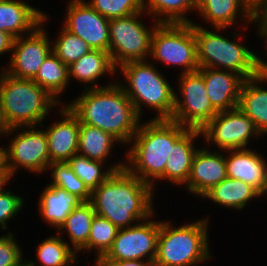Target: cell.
Returning <instances> with one entry per match:
<instances>
[{
  "label": "cell",
  "mask_w": 267,
  "mask_h": 266,
  "mask_svg": "<svg viewBox=\"0 0 267 266\" xmlns=\"http://www.w3.org/2000/svg\"><path fill=\"white\" fill-rule=\"evenodd\" d=\"M85 89L67 105L79 118L80 124L98 127L121 144L131 143L141 117L121 85L113 82L104 87Z\"/></svg>",
  "instance_id": "cell-1"
},
{
  "label": "cell",
  "mask_w": 267,
  "mask_h": 266,
  "mask_svg": "<svg viewBox=\"0 0 267 266\" xmlns=\"http://www.w3.org/2000/svg\"><path fill=\"white\" fill-rule=\"evenodd\" d=\"M152 197V186L123 168L114 171L91 192L90 202L96 215L123 229L154 215Z\"/></svg>",
  "instance_id": "cell-2"
},
{
  "label": "cell",
  "mask_w": 267,
  "mask_h": 266,
  "mask_svg": "<svg viewBox=\"0 0 267 266\" xmlns=\"http://www.w3.org/2000/svg\"><path fill=\"white\" fill-rule=\"evenodd\" d=\"M188 129L170 119L141 123L132 137L125 168L154 189V181L164 174L167 159L173 155V144Z\"/></svg>",
  "instance_id": "cell-3"
},
{
  "label": "cell",
  "mask_w": 267,
  "mask_h": 266,
  "mask_svg": "<svg viewBox=\"0 0 267 266\" xmlns=\"http://www.w3.org/2000/svg\"><path fill=\"white\" fill-rule=\"evenodd\" d=\"M0 101L9 128L38 125L60 104L32 79L15 78L5 71L0 74Z\"/></svg>",
  "instance_id": "cell-4"
},
{
  "label": "cell",
  "mask_w": 267,
  "mask_h": 266,
  "mask_svg": "<svg viewBox=\"0 0 267 266\" xmlns=\"http://www.w3.org/2000/svg\"><path fill=\"white\" fill-rule=\"evenodd\" d=\"M208 221L207 218L200 219L179 227L160 221L154 266H194L211 258Z\"/></svg>",
  "instance_id": "cell-5"
},
{
  "label": "cell",
  "mask_w": 267,
  "mask_h": 266,
  "mask_svg": "<svg viewBox=\"0 0 267 266\" xmlns=\"http://www.w3.org/2000/svg\"><path fill=\"white\" fill-rule=\"evenodd\" d=\"M119 67L128 82V86L120 85L139 116H142V107L146 105L157 112L154 119L172 118L176 92L153 64L146 60L128 62Z\"/></svg>",
  "instance_id": "cell-6"
},
{
  "label": "cell",
  "mask_w": 267,
  "mask_h": 266,
  "mask_svg": "<svg viewBox=\"0 0 267 266\" xmlns=\"http://www.w3.org/2000/svg\"><path fill=\"white\" fill-rule=\"evenodd\" d=\"M199 68L226 69L244 79L259 74L257 55L242 43L209 31L194 23Z\"/></svg>",
  "instance_id": "cell-7"
},
{
  "label": "cell",
  "mask_w": 267,
  "mask_h": 266,
  "mask_svg": "<svg viewBox=\"0 0 267 266\" xmlns=\"http://www.w3.org/2000/svg\"><path fill=\"white\" fill-rule=\"evenodd\" d=\"M156 61L181 66V74L199 69L194 22L175 24L159 23L151 39V52Z\"/></svg>",
  "instance_id": "cell-8"
},
{
  "label": "cell",
  "mask_w": 267,
  "mask_h": 266,
  "mask_svg": "<svg viewBox=\"0 0 267 266\" xmlns=\"http://www.w3.org/2000/svg\"><path fill=\"white\" fill-rule=\"evenodd\" d=\"M143 12L109 19V53L116 68L128 62L145 61L151 52L154 28H147L139 20ZM151 30V31H150Z\"/></svg>",
  "instance_id": "cell-9"
},
{
  "label": "cell",
  "mask_w": 267,
  "mask_h": 266,
  "mask_svg": "<svg viewBox=\"0 0 267 266\" xmlns=\"http://www.w3.org/2000/svg\"><path fill=\"white\" fill-rule=\"evenodd\" d=\"M179 82L182 99L175 94L170 120L201 130L218 113L207 95L203 76L198 71L180 74Z\"/></svg>",
  "instance_id": "cell-10"
},
{
  "label": "cell",
  "mask_w": 267,
  "mask_h": 266,
  "mask_svg": "<svg viewBox=\"0 0 267 266\" xmlns=\"http://www.w3.org/2000/svg\"><path fill=\"white\" fill-rule=\"evenodd\" d=\"M203 138L221 150L246 149L249 139L262 136L239 107L218 112L202 129Z\"/></svg>",
  "instance_id": "cell-11"
},
{
  "label": "cell",
  "mask_w": 267,
  "mask_h": 266,
  "mask_svg": "<svg viewBox=\"0 0 267 266\" xmlns=\"http://www.w3.org/2000/svg\"><path fill=\"white\" fill-rule=\"evenodd\" d=\"M144 220L133 226L119 229L111 249L96 259L155 261L160 221Z\"/></svg>",
  "instance_id": "cell-12"
},
{
  "label": "cell",
  "mask_w": 267,
  "mask_h": 266,
  "mask_svg": "<svg viewBox=\"0 0 267 266\" xmlns=\"http://www.w3.org/2000/svg\"><path fill=\"white\" fill-rule=\"evenodd\" d=\"M44 13L42 25L33 32L28 33L27 38L20 36L14 39L12 57H10L8 69L5 72L15 78L33 79L46 57L52 52L46 31L42 28L47 19ZM24 37V38H23Z\"/></svg>",
  "instance_id": "cell-13"
},
{
  "label": "cell",
  "mask_w": 267,
  "mask_h": 266,
  "mask_svg": "<svg viewBox=\"0 0 267 266\" xmlns=\"http://www.w3.org/2000/svg\"><path fill=\"white\" fill-rule=\"evenodd\" d=\"M29 128V129H28ZM45 130H36L27 126L11 140L7 148V166L13 176L21 167L31 172H43L48 169L50 157Z\"/></svg>",
  "instance_id": "cell-14"
},
{
  "label": "cell",
  "mask_w": 267,
  "mask_h": 266,
  "mask_svg": "<svg viewBox=\"0 0 267 266\" xmlns=\"http://www.w3.org/2000/svg\"><path fill=\"white\" fill-rule=\"evenodd\" d=\"M64 28L83 39L92 49L109 52V19L83 0H71Z\"/></svg>",
  "instance_id": "cell-15"
},
{
  "label": "cell",
  "mask_w": 267,
  "mask_h": 266,
  "mask_svg": "<svg viewBox=\"0 0 267 266\" xmlns=\"http://www.w3.org/2000/svg\"><path fill=\"white\" fill-rule=\"evenodd\" d=\"M197 71L203 76L207 95L217 112L238 107L241 87L245 80L241 75L213 68H199Z\"/></svg>",
  "instance_id": "cell-16"
},
{
  "label": "cell",
  "mask_w": 267,
  "mask_h": 266,
  "mask_svg": "<svg viewBox=\"0 0 267 266\" xmlns=\"http://www.w3.org/2000/svg\"><path fill=\"white\" fill-rule=\"evenodd\" d=\"M226 177L225 155L216 151L213 153L207 148H198L192 160L191 172L186 183L187 190L202 197Z\"/></svg>",
  "instance_id": "cell-17"
},
{
  "label": "cell",
  "mask_w": 267,
  "mask_h": 266,
  "mask_svg": "<svg viewBox=\"0 0 267 266\" xmlns=\"http://www.w3.org/2000/svg\"><path fill=\"white\" fill-rule=\"evenodd\" d=\"M60 114L64 118L45 130L50 163L68 161L78 153L79 118L66 105L60 108Z\"/></svg>",
  "instance_id": "cell-18"
},
{
  "label": "cell",
  "mask_w": 267,
  "mask_h": 266,
  "mask_svg": "<svg viewBox=\"0 0 267 266\" xmlns=\"http://www.w3.org/2000/svg\"><path fill=\"white\" fill-rule=\"evenodd\" d=\"M227 152L231 153L228 158L225 156L227 177L241 180L263 195L267 187V162L264 157L247 148Z\"/></svg>",
  "instance_id": "cell-19"
},
{
  "label": "cell",
  "mask_w": 267,
  "mask_h": 266,
  "mask_svg": "<svg viewBox=\"0 0 267 266\" xmlns=\"http://www.w3.org/2000/svg\"><path fill=\"white\" fill-rule=\"evenodd\" d=\"M43 16L40 10L23 1H0V31L14 38L23 36L25 32H33L42 24Z\"/></svg>",
  "instance_id": "cell-20"
},
{
  "label": "cell",
  "mask_w": 267,
  "mask_h": 266,
  "mask_svg": "<svg viewBox=\"0 0 267 266\" xmlns=\"http://www.w3.org/2000/svg\"><path fill=\"white\" fill-rule=\"evenodd\" d=\"M202 136L200 129L189 128L174 144L173 155L167 159L164 174L158 179L169 180L177 185L186 184L191 172L192 160L198 149L194 140Z\"/></svg>",
  "instance_id": "cell-21"
},
{
  "label": "cell",
  "mask_w": 267,
  "mask_h": 266,
  "mask_svg": "<svg viewBox=\"0 0 267 266\" xmlns=\"http://www.w3.org/2000/svg\"><path fill=\"white\" fill-rule=\"evenodd\" d=\"M197 10L218 31L233 25L240 15L238 12L243 13L248 24L253 23L252 6L246 0H200Z\"/></svg>",
  "instance_id": "cell-22"
},
{
  "label": "cell",
  "mask_w": 267,
  "mask_h": 266,
  "mask_svg": "<svg viewBox=\"0 0 267 266\" xmlns=\"http://www.w3.org/2000/svg\"><path fill=\"white\" fill-rule=\"evenodd\" d=\"M259 82H267V76H257L244 80L238 107L255 124L261 135L267 134V89L257 86Z\"/></svg>",
  "instance_id": "cell-23"
},
{
  "label": "cell",
  "mask_w": 267,
  "mask_h": 266,
  "mask_svg": "<svg viewBox=\"0 0 267 266\" xmlns=\"http://www.w3.org/2000/svg\"><path fill=\"white\" fill-rule=\"evenodd\" d=\"M82 201L75 195L57 186H46L39 199V213L43 220L56 229L66 221L75 207Z\"/></svg>",
  "instance_id": "cell-24"
},
{
  "label": "cell",
  "mask_w": 267,
  "mask_h": 266,
  "mask_svg": "<svg viewBox=\"0 0 267 266\" xmlns=\"http://www.w3.org/2000/svg\"><path fill=\"white\" fill-rule=\"evenodd\" d=\"M69 78H76V81L90 83L86 88H100L96 80L105 73L114 74L116 66L114 65L109 52L92 49L79 60L68 66ZM109 72V73H108ZM92 83V86H91Z\"/></svg>",
  "instance_id": "cell-25"
},
{
  "label": "cell",
  "mask_w": 267,
  "mask_h": 266,
  "mask_svg": "<svg viewBox=\"0 0 267 266\" xmlns=\"http://www.w3.org/2000/svg\"><path fill=\"white\" fill-rule=\"evenodd\" d=\"M262 196L251 185L238 180L226 177L222 182L212 187L202 198L212 200L222 206L242 209L252 198Z\"/></svg>",
  "instance_id": "cell-26"
},
{
  "label": "cell",
  "mask_w": 267,
  "mask_h": 266,
  "mask_svg": "<svg viewBox=\"0 0 267 266\" xmlns=\"http://www.w3.org/2000/svg\"><path fill=\"white\" fill-rule=\"evenodd\" d=\"M95 211L92 203L81 202L73 209L66 221L59 227L58 234H62L66 230L69 240L76 253L88 250V238L92 220L95 216Z\"/></svg>",
  "instance_id": "cell-27"
},
{
  "label": "cell",
  "mask_w": 267,
  "mask_h": 266,
  "mask_svg": "<svg viewBox=\"0 0 267 266\" xmlns=\"http://www.w3.org/2000/svg\"><path fill=\"white\" fill-rule=\"evenodd\" d=\"M119 141L110 133L88 124H80L78 154L104 163L112 146Z\"/></svg>",
  "instance_id": "cell-28"
},
{
  "label": "cell",
  "mask_w": 267,
  "mask_h": 266,
  "mask_svg": "<svg viewBox=\"0 0 267 266\" xmlns=\"http://www.w3.org/2000/svg\"><path fill=\"white\" fill-rule=\"evenodd\" d=\"M32 80L57 100L56 97L65 90L70 80L68 66L52 51Z\"/></svg>",
  "instance_id": "cell-29"
},
{
  "label": "cell",
  "mask_w": 267,
  "mask_h": 266,
  "mask_svg": "<svg viewBox=\"0 0 267 266\" xmlns=\"http://www.w3.org/2000/svg\"><path fill=\"white\" fill-rule=\"evenodd\" d=\"M142 5L143 10L154 15L153 19L158 23H192L184 13L197 9L193 0H142Z\"/></svg>",
  "instance_id": "cell-30"
},
{
  "label": "cell",
  "mask_w": 267,
  "mask_h": 266,
  "mask_svg": "<svg viewBox=\"0 0 267 266\" xmlns=\"http://www.w3.org/2000/svg\"><path fill=\"white\" fill-rule=\"evenodd\" d=\"M67 162L91 192L102 184L114 171H119L125 168L126 165L125 163H118L110 166L107 170H103V162L91 160L78 153L72 156Z\"/></svg>",
  "instance_id": "cell-31"
},
{
  "label": "cell",
  "mask_w": 267,
  "mask_h": 266,
  "mask_svg": "<svg viewBox=\"0 0 267 266\" xmlns=\"http://www.w3.org/2000/svg\"><path fill=\"white\" fill-rule=\"evenodd\" d=\"M61 236H51L39 244L37 258L41 266H70L76 261V252L72 250ZM29 266H36V262L25 261Z\"/></svg>",
  "instance_id": "cell-32"
},
{
  "label": "cell",
  "mask_w": 267,
  "mask_h": 266,
  "mask_svg": "<svg viewBox=\"0 0 267 266\" xmlns=\"http://www.w3.org/2000/svg\"><path fill=\"white\" fill-rule=\"evenodd\" d=\"M48 168H52V182L49 185L57 186L75 195L82 202L91 200V191L84 182L74 173L67 161L51 162Z\"/></svg>",
  "instance_id": "cell-33"
},
{
  "label": "cell",
  "mask_w": 267,
  "mask_h": 266,
  "mask_svg": "<svg viewBox=\"0 0 267 266\" xmlns=\"http://www.w3.org/2000/svg\"><path fill=\"white\" fill-rule=\"evenodd\" d=\"M92 48L83 39L72 34L64 27L52 45L53 53L67 66L86 55Z\"/></svg>",
  "instance_id": "cell-34"
},
{
  "label": "cell",
  "mask_w": 267,
  "mask_h": 266,
  "mask_svg": "<svg viewBox=\"0 0 267 266\" xmlns=\"http://www.w3.org/2000/svg\"><path fill=\"white\" fill-rule=\"evenodd\" d=\"M118 228L107 218L95 214L88 238V250L97 251V258L105 256L111 249Z\"/></svg>",
  "instance_id": "cell-35"
},
{
  "label": "cell",
  "mask_w": 267,
  "mask_h": 266,
  "mask_svg": "<svg viewBox=\"0 0 267 266\" xmlns=\"http://www.w3.org/2000/svg\"><path fill=\"white\" fill-rule=\"evenodd\" d=\"M87 3L107 19L125 17L144 11L142 0H91Z\"/></svg>",
  "instance_id": "cell-36"
},
{
  "label": "cell",
  "mask_w": 267,
  "mask_h": 266,
  "mask_svg": "<svg viewBox=\"0 0 267 266\" xmlns=\"http://www.w3.org/2000/svg\"><path fill=\"white\" fill-rule=\"evenodd\" d=\"M19 246L11 232L0 236V266H21L25 263Z\"/></svg>",
  "instance_id": "cell-37"
},
{
  "label": "cell",
  "mask_w": 267,
  "mask_h": 266,
  "mask_svg": "<svg viewBox=\"0 0 267 266\" xmlns=\"http://www.w3.org/2000/svg\"><path fill=\"white\" fill-rule=\"evenodd\" d=\"M23 198L21 196L11 194L8 190L0 191V225L2 229H7V222L18 214L22 209Z\"/></svg>",
  "instance_id": "cell-38"
},
{
  "label": "cell",
  "mask_w": 267,
  "mask_h": 266,
  "mask_svg": "<svg viewBox=\"0 0 267 266\" xmlns=\"http://www.w3.org/2000/svg\"><path fill=\"white\" fill-rule=\"evenodd\" d=\"M95 266H154V262L147 260H114L96 259Z\"/></svg>",
  "instance_id": "cell-39"
},
{
  "label": "cell",
  "mask_w": 267,
  "mask_h": 266,
  "mask_svg": "<svg viewBox=\"0 0 267 266\" xmlns=\"http://www.w3.org/2000/svg\"><path fill=\"white\" fill-rule=\"evenodd\" d=\"M259 23V28H267V0H259L252 6V22Z\"/></svg>",
  "instance_id": "cell-40"
},
{
  "label": "cell",
  "mask_w": 267,
  "mask_h": 266,
  "mask_svg": "<svg viewBox=\"0 0 267 266\" xmlns=\"http://www.w3.org/2000/svg\"><path fill=\"white\" fill-rule=\"evenodd\" d=\"M14 37L9 33L0 31V55L12 50Z\"/></svg>",
  "instance_id": "cell-41"
},
{
  "label": "cell",
  "mask_w": 267,
  "mask_h": 266,
  "mask_svg": "<svg viewBox=\"0 0 267 266\" xmlns=\"http://www.w3.org/2000/svg\"><path fill=\"white\" fill-rule=\"evenodd\" d=\"M258 33L262 38L266 39V48H267V28H259ZM257 64H258V70L259 74L267 76V63L264 62L259 56H257Z\"/></svg>",
  "instance_id": "cell-42"
},
{
  "label": "cell",
  "mask_w": 267,
  "mask_h": 266,
  "mask_svg": "<svg viewBox=\"0 0 267 266\" xmlns=\"http://www.w3.org/2000/svg\"><path fill=\"white\" fill-rule=\"evenodd\" d=\"M19 128H24V127L9 128L8 124L5 121L1 101H0V132L2 133V135L3 134L6 136L10 135L12 132H16L17 130H19Z\"/></svg>",
  "instance_id": "cell-43"
},
{
  "label": "cell",
  "mask_w": 267,
  "mask_h": 266,
  "mask_svg": "<svg viewBox=\"0 0 267 266\" xmlns=\"http://www.w3.org/2000/svg\"><path fill=\"white\" fill-rule=\"evenodd\" d=\"M13 177L9 169H0V191L4 190V185ZM6 183V184H5Z\"/></svg>",
  "instance_id": "cell-44"
},
{
  "label": "cell",
  "mask_w": 267,
  "mask_h": 266,
  "mask_svg": "<svg viewBox=\"0 0 267 266\" xmlns=\"http://www.w3.org/2000/svg\"><path fill=\"white\" fill-rule=\"evenodd\" d=\"M0 169H8L7 148L0 147Z\"/></svg>",
  "instance_id": "cell-45"
},
{
  "label": "cell",
  "mask_w": 267,
  "mask_h": 266,
  "mask_svg": "<svg viewBox=\"0 0 267 266\" xmlns=\"http://www.w3.org/2000/svg\"><path fill=\"white\" fill-rule=\"evenodd\" d=\"M251 6L255 5L259 0H246Z\"/></svg>",
  "instance_id": "cell-46"
},
{
  "label": "cell",
  "mask_w": 267,
  "mask_h": 266,
  "mask_svg": "<svg viewBox=\"0 0 267 266\" xmlns=\"http://www.w3.org/2000/svg\"><path fill=\"white\" fill-rule=\"evenodd\" d=\"M264 195H267V187H266V190H265V192L263 193L262 196H264Z\"/></svg>",
  "instance_id": "cell-47"
},
{
  "label": "cell",
  "mask_w": 267,
  "mask_h": 266,
  "mask_svg": "<svg viewBox=\"0 0 267 266\" xmlns=\"http://www.w3.org/2000/svg\"><path fill=\"white\" fill-rule=\"evenodd\" d=\"M21 266H29V265L25 262Z\"/></svg>",
  "instance_id": "cell-48"
},
{
  "label": "cell",
  "mask_w": 267,
  "mask_h": 266,
  "mask_svg": "<svg viewBox=\"0 0 267 266\" xmlns=\"http://www.w3.org/2000/svg\"><path fill=\"white\" fill-rule=\"evenodd\" d=\"M196 4L200 1V0H193Z\"/></svg>",
  "instance_id": "cell-49"
}]
</instances>
